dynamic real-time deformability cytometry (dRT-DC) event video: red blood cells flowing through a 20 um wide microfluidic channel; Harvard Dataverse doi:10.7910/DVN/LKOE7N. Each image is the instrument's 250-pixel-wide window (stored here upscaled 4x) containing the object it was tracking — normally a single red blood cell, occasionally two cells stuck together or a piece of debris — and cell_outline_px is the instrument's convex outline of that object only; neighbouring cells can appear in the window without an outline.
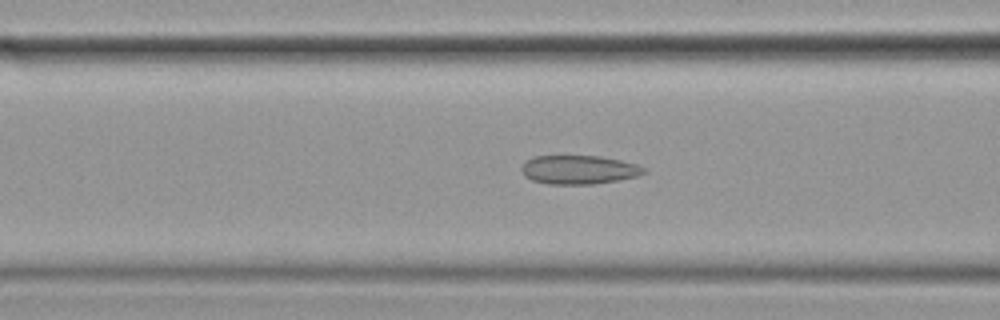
{"species": "common noctule bat (a hibernating species)", "species_latin": "Nyctalus noctula", "temperature_condition": "cold", "stored_images_in_passage": 47, "camera_frame_rate_fps": 3000, "um_per_image_px": 0.085, "animal": {"sex": "female", "body_mass_g": 19.9}, "frame": {"image": 1, "passage_image": 12, "time_ms": 3.667, "image_size_px": [1000, 320], "cell_outline_px": [[648, 172], [636, 176], [616, 180], [592, 184], [548, 184], [532, 180], [524, 176], [520, 168], [524, 160], [532, 156], [600, 156], [620, 160], [636, 164], [644, 168]], "centroid_in_image_um": [49.14, 14.42], "position_along_channel_um": 117.5, "area_um2": 20.58}}
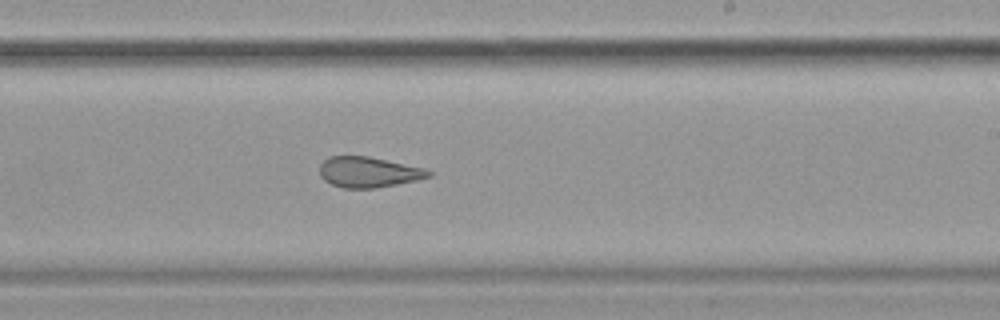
{"frame": {"image": 2, "passage_image": 24, "time_ms": 7.667, "image_size_px": [1000, 320], "cell_outline_px": [[432, 176], [416, 180], [376, 188], [344, 188], [332, 184], [324, 180], [320, 176], [320, 164], [328, 156], [368, 156], [424, 168], [432, 172]], "centroid_in_image_um": [31.31, 14.63], "position_along_channel_um": 257.7, "area_um2": 19.31}}
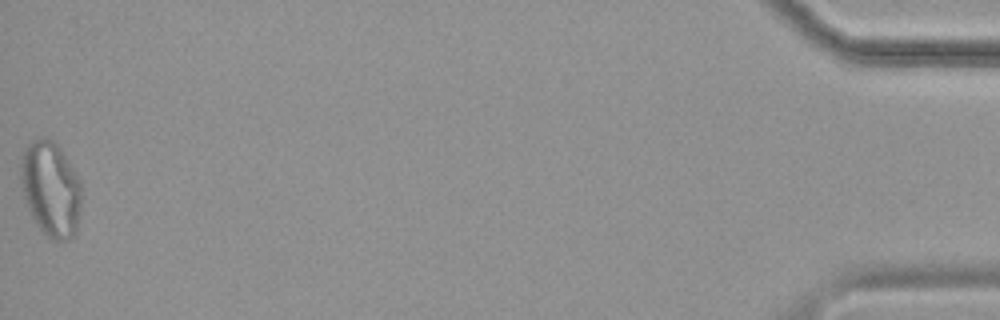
{"frame": {"image": 3, "passage_image": 47, "time_ms": 15.333, "image_size_px": [1000, 320], "cell_outline_px": [[80, 204], [76, 232], [72, 236], [64, 240], [52, 240], [40, 228], [32, 216], [28, 208], [20, 184], [20, 156], [24, 148], [32, 140], [52, 140], [60, 148], [80, 180]], "centroid_in_image_um": [4.28, 16.05], "position_along_channel_um": 430.9, "area_um2": 33.23}, "authors_computed_cell_mechanics": {"area_um2": 22.6576, "velocity_mm_per_s": 3.5137, "shape_relaxation_time_tau1_ms": null, "shape_relaxation_time_tau2_ms": 2.7485, "deformation_change_tau1": null, "deformation_change_tau2": 0.086}}